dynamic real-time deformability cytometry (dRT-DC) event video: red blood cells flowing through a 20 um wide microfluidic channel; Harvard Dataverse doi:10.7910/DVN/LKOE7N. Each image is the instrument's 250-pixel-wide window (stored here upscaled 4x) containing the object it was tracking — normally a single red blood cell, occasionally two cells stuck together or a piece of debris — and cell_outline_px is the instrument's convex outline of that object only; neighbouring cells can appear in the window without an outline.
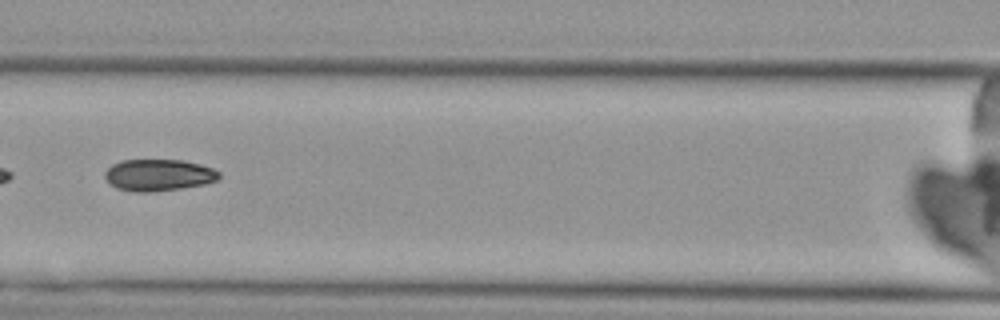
{"species": "Egyptian fruit bat (a non-hibernating species)", "species_latin": "Rousettus aegyptiacus", "temperature_condition": "cold", "stored_images_in_passage": 5, "camera_frame_rate_fps": 3000, "um_per_image_px": 0.085, "animal": {"sex": "female"}, "frame": {"image": 1, "passage_image": 5, "time_ms": 4.667, "image_size_px": [1000, 320], "cell_outline_px": [[220, 176], [216, 180], [204, 184], [180, 188], [152, 192], [136, 192], [116, 188], [104, 176], [104, 172], [112, 164], [120, 160], [184, 160], [200, 164], [212, 168], [220, 172]], "centroid_in_image_um": [13.47, 14.87], "position_along_channel_um": 153.1, "area_um2": 21.04}}